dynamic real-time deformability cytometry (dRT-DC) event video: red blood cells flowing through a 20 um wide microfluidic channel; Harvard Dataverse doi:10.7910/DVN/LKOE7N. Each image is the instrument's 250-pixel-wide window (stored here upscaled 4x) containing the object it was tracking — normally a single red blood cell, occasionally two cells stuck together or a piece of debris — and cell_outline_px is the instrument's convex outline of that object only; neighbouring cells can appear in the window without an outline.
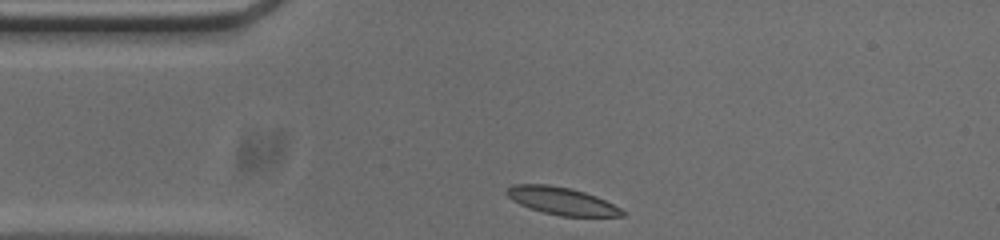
{"species": "common noctule bat (a hibernating species)", "species_latin": "Nyctalus noctula", "temperature_condition": "cold", "stored_images_in_passage": 32, "camera_frame_rate_fps": 3000, "um_per_image_px": 0.085, "animal": {"sex": "male", "body_mass_g": 20.0, "forearm_length_mm": 53.3}, "frame": {"image": 1, "passage_image": 1, "time_ms": 0.0, "image_size_px": [1000, 240], "cell_outline_px": [[624, 216], [560, 216], [528, 208], [512, 200], [504, 192], [512, 184], [548, 184], [572, 188], [596, 196], [620, 208], [624, 212]], "centroid_in_image_um": [47.7, 17.07], "position_along_channel_um": 37.3, "area_um2": 18.44}}
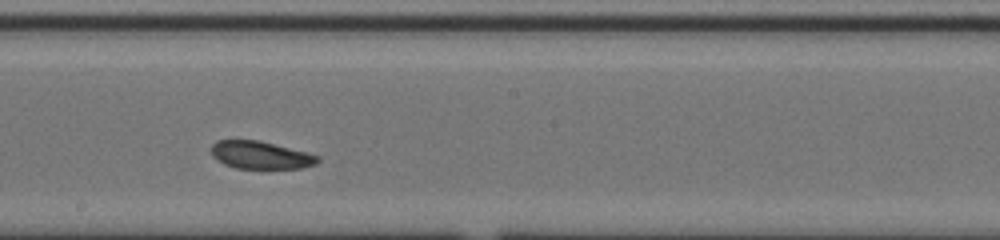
{"frame": {"image": 2, "passage_image": 18, "time_ms": 5.667, "image_size_px": [1000, 240], "cell_outline_px": [[320, 160], [316, 164], [304, 168], [236, 168], [224, 164], [216, 160], [212, 156], [212, 144], [216, 140], [260, 140], [308, 152], [320, 156]], "centroid_in_image_um": [22.17, 13.18], "position_along_channel_um": 226.0, "area_um2": 17.34}}
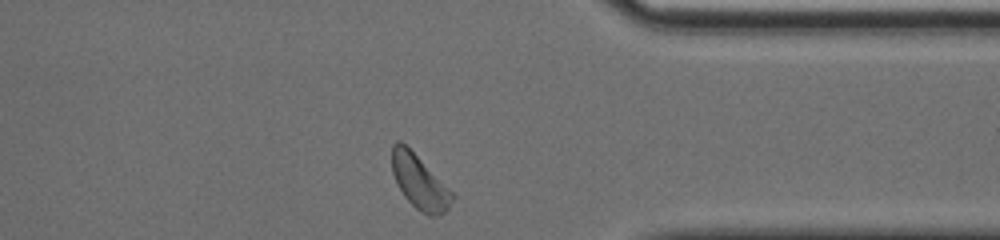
{"frame": {"image": 3, "passage_image": 31, "time_ms": 10.0, "image_size_px": [1000, 240], "cell_outline_px": [[456, 196], [448, 208], [440, 216], [428, 216], [420, 212], [404, 196], [396, 184], [392, 172], [392, 144], [396, 140], [400, 140]], "centroid_in_image_um": [35.64, 15.51], "position_along_channel_um": 375.8, "area_um2": 18.61}, "authors_computed_cell_mechanics": {"area_um2": 18.4671, "velocity_mm_per_s": 3.7277, "shape_relaxation_time_tau1_ms": 1.1112, "shape_relaxation_time_tau2_ms": null, "deformation_change_tau1": 0.0737, "deformation_change_tau2": null}}